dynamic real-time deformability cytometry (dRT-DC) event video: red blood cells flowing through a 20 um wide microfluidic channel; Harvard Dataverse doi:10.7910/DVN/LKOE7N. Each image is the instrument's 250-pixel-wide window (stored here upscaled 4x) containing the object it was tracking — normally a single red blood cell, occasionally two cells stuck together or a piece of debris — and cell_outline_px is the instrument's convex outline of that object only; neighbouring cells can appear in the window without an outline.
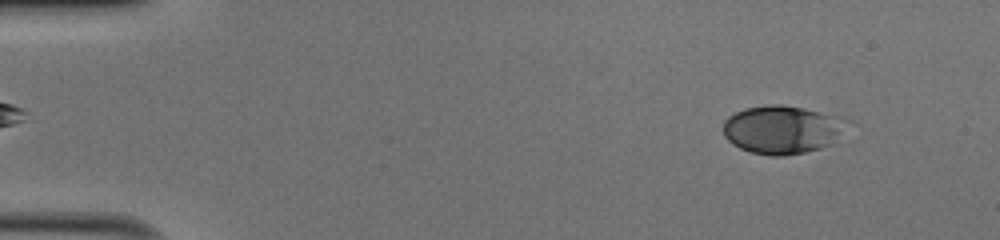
{"species": "human", "species_latin": "Homo sapiens", "temperature_condition": "cold", "stored_images_in_passage": 49, "camera_frame_rate_fps": 3000, "um_per_image_px": 0.085, "donor": {"sex": "male"}, "frame": {"image": 1, "passage_image": 4, "time_ms": 1.0, "image_size_px": [1000, 240], "cell_outline_px": [[852, 120], [836, 144], [804, 152], [784, 156], [768, 156], [752, 152], [740, 148], [732, 144], [724, 136], [724, 120], [728, 116], [744, 108], [768, 104], [780, 104], [804, 108], [840, 116]], "centroid_in_image_um": [66.56, 11.01], "position_along_channel_um": 18.4, "area_um2": 35.6}}
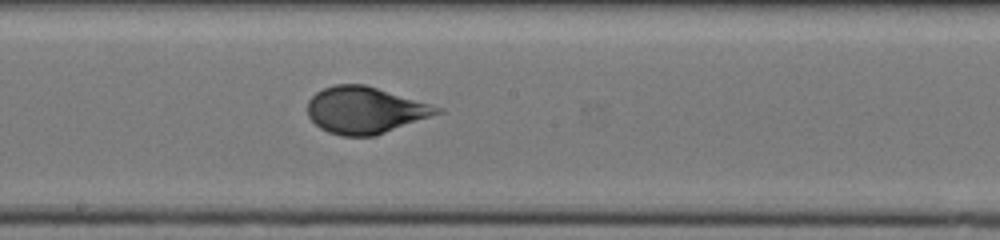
{"frame": {"image": 2, "passage_image": 27, "time_ms": 8.667, "image_size_px": [1000, 240], "cell_outline_px": [[444, 112], [376, 136], [340, 136], [328, 132], [320, 128], [308, 116], [308, 100], [316, 92], [324, 88], [336, 84], [364, 84], [444, 108]], "centroid_in_image_um": [31.05, 9.37], "position_along_channel_um": 217.2, "area_um2": 35.32}}
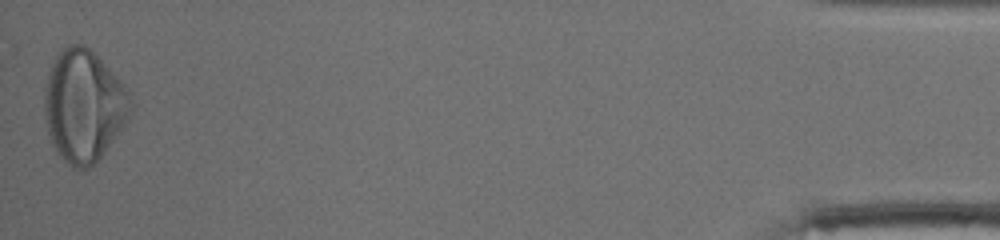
{"frame": {"image": 3, "passage_image": 49, "time_ms": 16.0, "image_size_px": [1000, 240], "cell_outline_px": [[136, 104], [128, 120], [104, 152], [88, 168], [80, 172], [72, 168], [64, 160], [52, 144], [48, 132], [44, 112], [44, 88], [52, 64], [56, 56], [68, 44], [84, 44], [120, 80]], "centroid_in_image_um": [7.13, 9.02], "position_along_channel_um": 428.1, "area_um2": 56.07}, "authors_computed_cell_mechanics": {"area_um2": 35.4892, "velocity_mm_per_s": 4.0556, "shape_relaxation_time_tau1_ms": 5.9119, "shape_relaxation_time_tau2_ms": null, "deformation_change_tau1": 0.1789, "deformation_change_tau2": null}}